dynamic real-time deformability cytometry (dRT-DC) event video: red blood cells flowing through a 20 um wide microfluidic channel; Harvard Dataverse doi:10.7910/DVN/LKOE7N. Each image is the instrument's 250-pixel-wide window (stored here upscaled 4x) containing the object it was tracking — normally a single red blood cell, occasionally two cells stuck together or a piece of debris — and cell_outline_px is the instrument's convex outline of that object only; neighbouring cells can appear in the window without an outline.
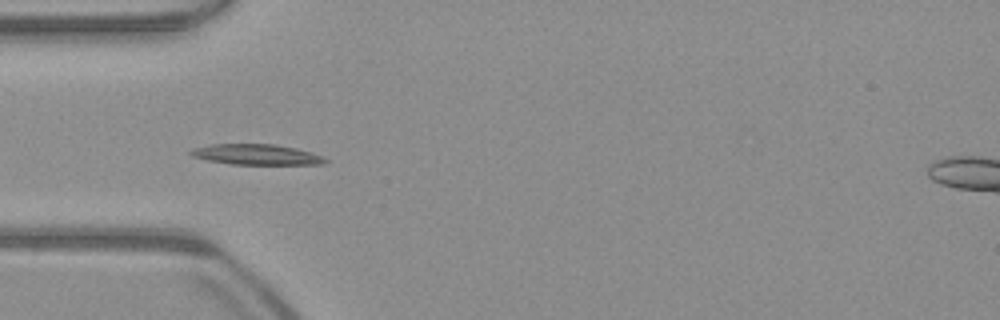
{"species": "common noctule bat (a hibernating species)", "species_latin": "Nyctalus noctula", "temperature_condition": "warm", "stored_images_in_passage": 37, "camera_frame_rate_fps": 3000, "um_per_image_px": 0.085, "animal": {"sex": "male", "body_mass_g": 23.1, "forearm_length_mm": 52.7}, "frame": {"image": 1, "passage_image": 1, "time_ms": 0.0, "image_size_px": [1000, 320], "cell_outline_px": [[328, 160], [324, 164], [232, 164], [208, 160], [192, 156], [188, 152], [192, 148], [212, 144], [276, 144], [296, 148], [312, 152], [324, 156]], "centroid_in_image_um": [21.82, 13.13], "position_along_channel_um": 63.2, "area_um2": 16.13}}
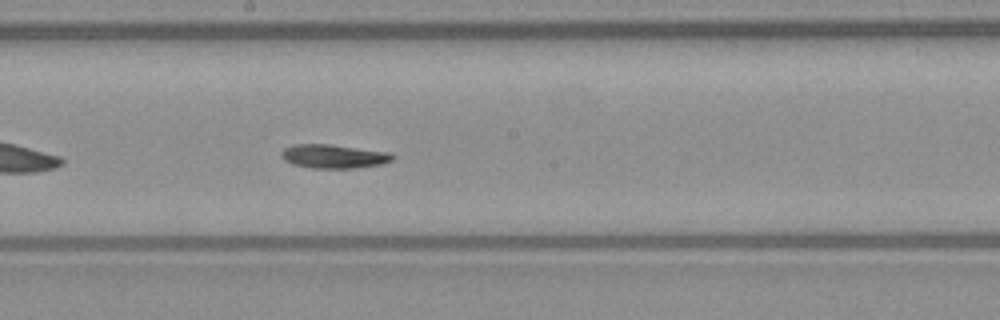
{"frame": {"image": 2, "passage_image": 13, "time_ms": 4.0, "image_size_px": [1000, 320], "cell_outline_px": [[396, 156], [392, 160], [384, 164], [352, 168], [312, 168], [292, 164], [284, 160], [280, 156], [280, 152], [284, 148], [296, 144], [328, 144], [388, 152]], "centroid_in_image_um": [28.34, 13.29], "position_along_channel_um": 219.9, "area_um2": 15.43}}
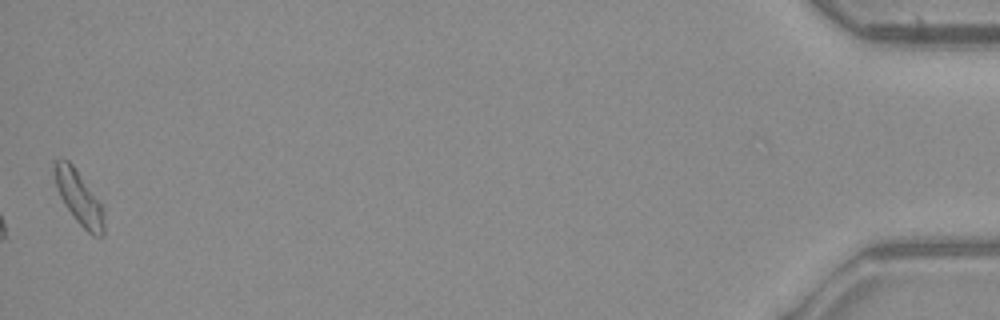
{"frame": {"image": 3, "passage_image": 37, "time_ms": 12.0, "image_size_px": [1000, 320], "cell_outline_px": [[104, 236], [92, 236], [76, 220], [64, 204], [60, 196], [52, 172], [52, 160], [68, 160], [76, 168], [104, 208]], "centroid_in_image_um": [6.7, 16.79], "position_along_channel_um": 428.5, "area_um2": 15.61}, "authors_computed_cell_mechanics": {"area_um2": 15.2592, "velocity_mm_per_s": 3.9139, "shape_relaxation_time_tau1_ms": null, "shape_relaxation_time_tau2_ms": 5.1688, "deformation_change_tau1": null, "deformation_change_tau2": 0.131}}